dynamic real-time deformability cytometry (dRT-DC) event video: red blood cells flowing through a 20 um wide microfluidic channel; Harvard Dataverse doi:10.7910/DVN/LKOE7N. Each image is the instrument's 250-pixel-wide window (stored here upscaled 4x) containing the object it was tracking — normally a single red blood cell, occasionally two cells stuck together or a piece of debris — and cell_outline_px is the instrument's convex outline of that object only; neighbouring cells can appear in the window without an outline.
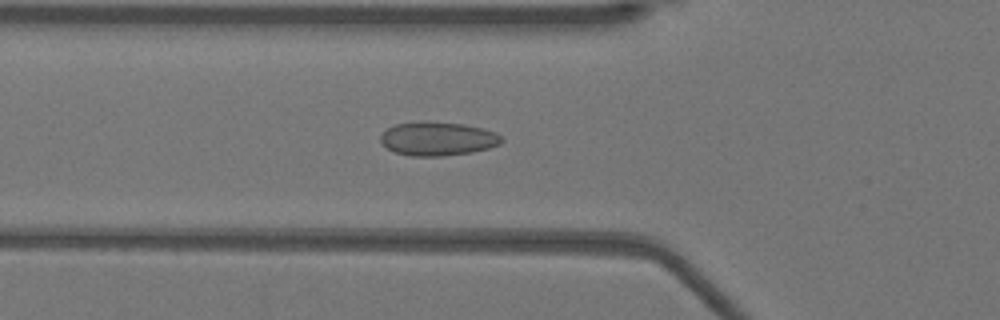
{"species": "Egyptian fruit bat (a non-hibernating species)", "species_latin": "Rousettus aegyptiacus", "temperature_condition": "warm", "stored_images_in_passage": 51, "camera_frame_rate_fps": 3000, "um_per_image_px": 0.085, "animal": {"sex": "female"}, "frame": {"image": 1, "passage_image": 18, "time_ms": 5.667, "image_size_px": [1000, 320], "cell_outline_px": [[504, 140], [500, 144], [488, 148], [472, 152], [444, 156], [412, 156], [396, 152], [388, 148], [380, 140], [380, 136], [388, 128], [396, 124], [420, 120], [464, 124], [496, 132]], "centroid_in_image_um": [37.21, 11.78], "position_along_channel_um": 88.6, "area_um2": 23.81}}
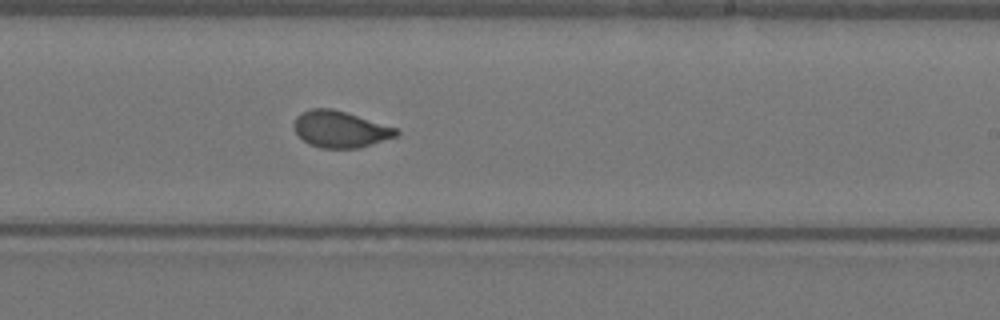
{"frame": {"image": 2, "passage_image": 31, "time_ms": 10.0, "image_size_px": [1000, 320], "cell_outline_px": [[400, 136], [360, 148], [320, 148], [308, 144], [292, 128], [292, 124], [296, 116], [300, 112], [312, 108], [332, 108], [400, 128]], "centroid_in_image_um": [28.96, 10.98], "position_along_channel_um": 260.0, "area_um2": 22.31}}
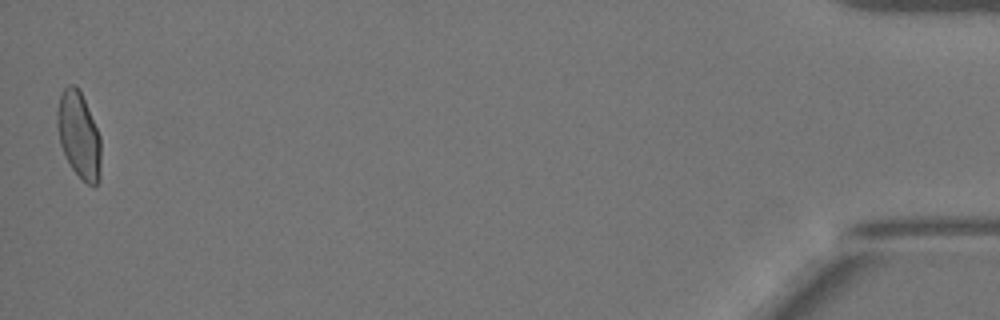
{"frame": {"image": 3, "passage_image": 51, "time_ms": 16.667, "image_size_px": [1000, 320], "cell_outline_px": [[100, 180], [96, 184], [88, 184], [72, 168], [60, 144], [56, 124], [56, 112], [60, 92], [68, 84], [76, 84], [84, 100], [100, 136]], "centroid_in_image_um": [6.68, 11.43], "position_along_channel_um": 428.5, "area_um2": 21.79}, "authors_computed_cell_mechanics": {"area_um2": 22.1952, "velocity_mm_per_s": 3.9362, "shape_relaxation_time_tau1_ms": 7.8319, "shape_relaxation_time_tau2_ms": null, "deformation_change_tau1": 0.1562, "deformation_change_tau2": null}}